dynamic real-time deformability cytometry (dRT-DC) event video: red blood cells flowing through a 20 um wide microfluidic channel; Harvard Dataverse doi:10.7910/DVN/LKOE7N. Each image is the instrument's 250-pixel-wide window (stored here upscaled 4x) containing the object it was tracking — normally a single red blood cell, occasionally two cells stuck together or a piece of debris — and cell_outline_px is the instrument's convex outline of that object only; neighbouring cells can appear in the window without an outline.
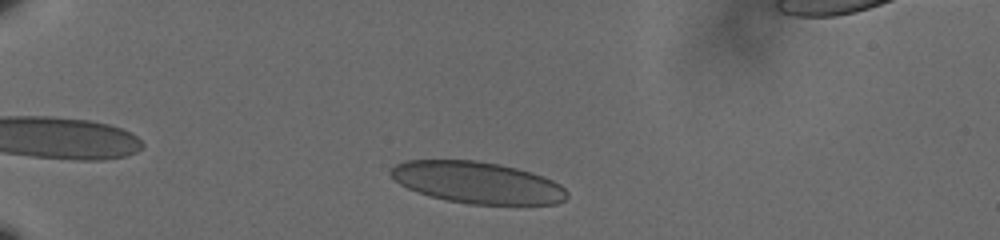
{"species": "human", "species_latin": "Homo sapiens", "temperature_condition": "cold", "stored_images_in_passage": 42, "camera_frame_rate_fps": 3000, "um_per_image_px": 0.085, "donor": {"sex": "male"}, "frame": {"image": 1, "passage_image": 4, "time_ms": 1.0, "image_size_px": [1000, 240], "cell_outline_px": [[568, 196], [564, 200], [556, 204], [468, 204], [428, 196], [416, 192], [400, 184], [388, 172], [396, 164], [408, 160], [476, 160], [500, 164], [532, 172], [544, 176], [560, 184], [568, 192]], "centroid_in_image_um": [40.58, 15.51], "position_along_channel_um": 44.4, "area_um2": 42.83}}
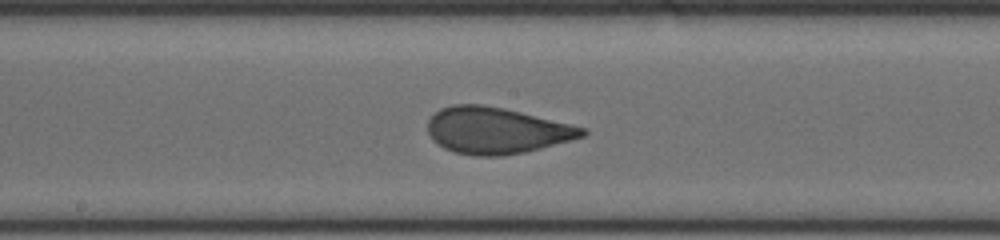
{"frame": {"image": 2, "passage_image": 22, "time_ms": 7.0, "image_size_px": [1000, 240], "cell_outline_px": [[588, 132], [584, 136], [572, 140], [524, 152], [500, 156], [476, 156], [456, 152], [444, 148], [436, 144], [432, 140], [428, 132], [428, 120], [440, 108], [452, 104], [480, 104], [504, 108], [588, 128]], "centroid_in_image_um": [42.19, 11.09], "position_along_channel_um": 206.0, "area_um2": 41.85}}
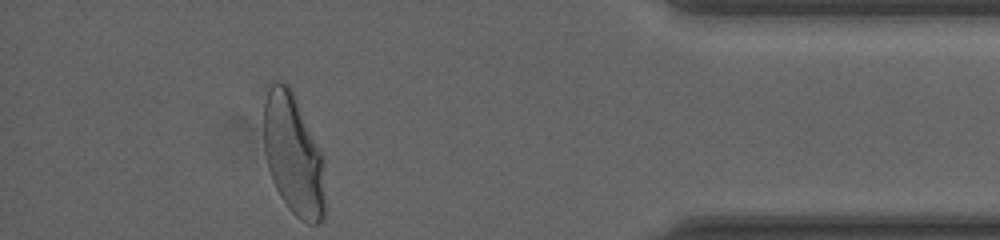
{"frame": {"image": 3, "passage_image": 42, "time_ms": 13.667, "image_size_px": [1000, 240], "cell_outline_px": [[324, 220], [320, 224], [308, 224], [300, 220], [288, 208], [280, 196], [272, 180], [268, 168], [264, 152], [264, 100], [268, 88], [276, 80], [288, 84], [324, 156]], "centroid_in_image_um": [24.94, 13.19], "position_along_channel_um": 410.3, "area_um2": 43.52}, "authors_computed_cell_mechanics": {"area_um2": 42.194, "velocity_mm_per_s": 3.582, "shape_relaxation_time_tau1_ms": 4.3957, "shape_relaxation_time_tau2_ms": null, "deformation_change_tau1": 0.1447, "deformation_change_tau2": null}}